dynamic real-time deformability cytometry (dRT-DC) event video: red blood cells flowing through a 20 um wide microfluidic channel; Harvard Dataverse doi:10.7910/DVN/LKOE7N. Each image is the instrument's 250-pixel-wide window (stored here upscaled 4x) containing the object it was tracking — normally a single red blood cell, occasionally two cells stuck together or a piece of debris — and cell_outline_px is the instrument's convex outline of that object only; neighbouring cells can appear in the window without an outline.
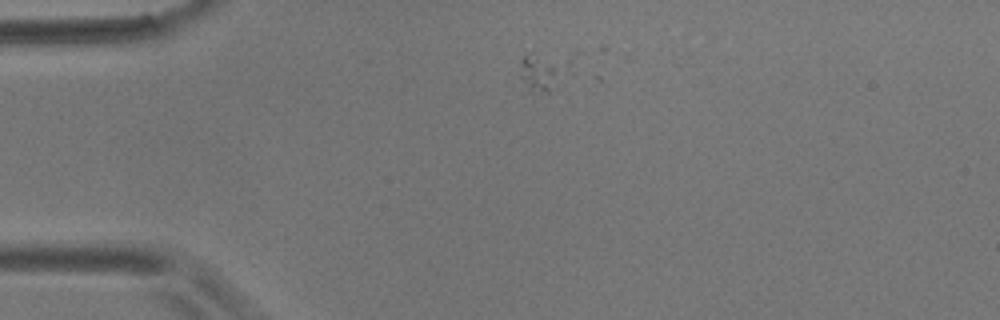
{"species": "common noctule bat (a hibernating species)", "species_latin": "Nyctalus noctula", "temperature_condition": "room temperature", "stored_images_in_passage": 2, "camera_frame_rate_fps": 3000, "um_per_image_px": 0.085, "animal": {"sex": "male", "body_mass_g": 17.9}, "frame": {"image": 1, "passage_image": 1, "time_ms": 0.0, "image_size_px": [1000, 320], "cell_outline_px": [[572, 72], [548, 92], [532, 92], [524, 80], [520, 64], [524, 56], [528, 52], [532, 52], [572, 60]], "centroid_in_image_um": [46.27, 6.05], "position_along_channel_um": 38.7, "area_um2": 10.92}}